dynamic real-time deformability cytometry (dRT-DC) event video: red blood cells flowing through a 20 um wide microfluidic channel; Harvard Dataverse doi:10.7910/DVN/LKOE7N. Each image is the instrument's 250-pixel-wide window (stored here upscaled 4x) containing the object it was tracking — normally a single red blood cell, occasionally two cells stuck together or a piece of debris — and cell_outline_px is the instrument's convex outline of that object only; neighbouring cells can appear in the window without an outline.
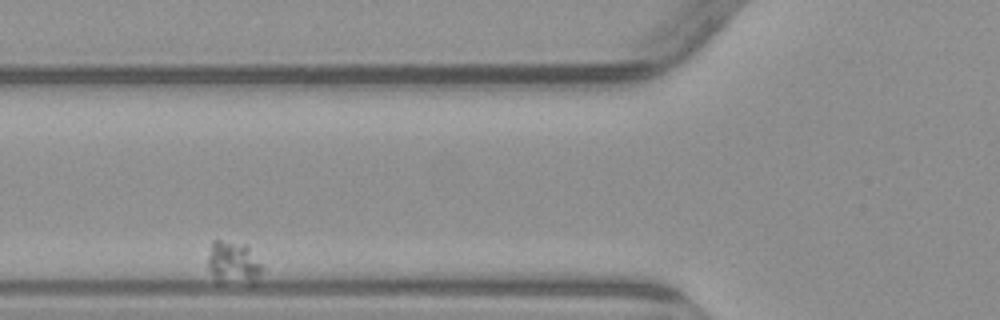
{"species": "common noctule bat (a hibernating species)", "species_latin": "Nyctalus noctula", "temperature_condition": "warm", "stored_images_in_passage": 11, "camera_frame_rate_fps": 3000, "um_per_image_px": 0.085, "animal": {"sex": "male", "body_mass_g": 23.1, "forearm_length_mm": 52.7}, "frame": {"image": 1, "passage_image": 5, "time_ms": 5.667, "image_size_px": [1000, 320], "cell_outline_px": [[260, 272], [252, 284], [220, 284], [208, 268], [208, 256], [212, 240], [220, 240], [248, 244], [260, 264]], "centroid_in_image_um": [19.8, 22.34], "position_along_channel_um": 106.0, "area_um2": 13.64}}